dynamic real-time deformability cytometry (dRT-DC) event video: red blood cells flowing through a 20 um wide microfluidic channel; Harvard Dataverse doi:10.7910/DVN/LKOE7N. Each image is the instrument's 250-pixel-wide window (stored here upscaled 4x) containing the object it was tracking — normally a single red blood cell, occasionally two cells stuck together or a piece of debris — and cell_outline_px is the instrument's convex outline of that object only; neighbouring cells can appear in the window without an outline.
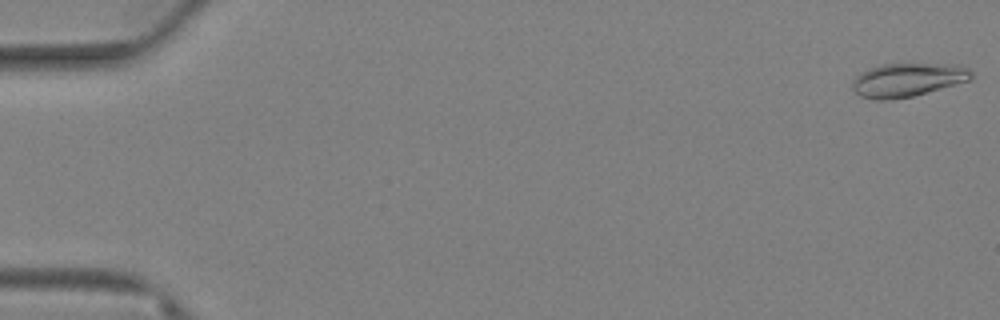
{"species": "Egyptian fruit bat (a non-hibernating species)", "species_latin": "Rousettus aegyptiacus", "temperature_condition": "warm", "stored_images_in_passage": 26, "camera_frame_rate_fps": 3000, "um_per_image_px": 0.085, "animal": {"sex": "female"}, "frame": {"image": 1, "passage_image": 1, "time_ms": 0.0, "image_size_px": [1000, 320], "cell_outline_px": [[972, 80], [912, 96], [892, 100], [876, 100], [860, 96], [852, 88], [852, 80], [860, 72], [868, 68], [880, 64], [960, 64], [968, 68], [972, 72]], "centroid_in_image_um": [77.14, 6.78], "position_along_channel_um": 7.9, "area_um2": 23.52}}